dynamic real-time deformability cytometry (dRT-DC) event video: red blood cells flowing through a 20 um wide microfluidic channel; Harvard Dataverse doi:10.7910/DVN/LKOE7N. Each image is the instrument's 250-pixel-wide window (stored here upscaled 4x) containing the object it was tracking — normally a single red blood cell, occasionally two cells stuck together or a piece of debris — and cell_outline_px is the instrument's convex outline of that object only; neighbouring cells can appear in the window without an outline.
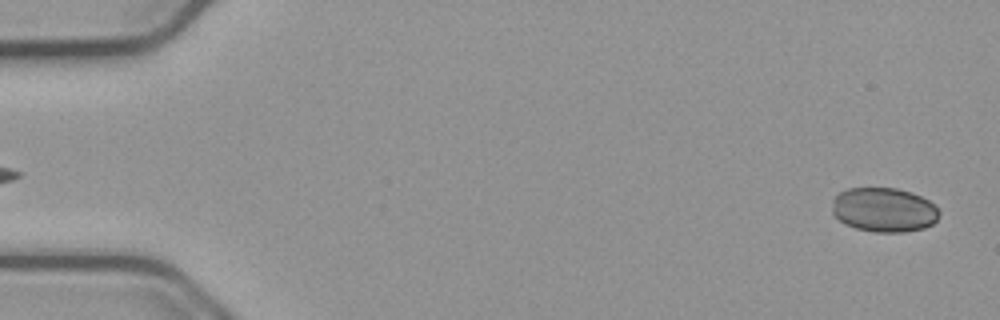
{"species": "common noctule bat (a hibernating species)", "species_latin": "Nyctalus noctula", "temperature_condition": "cold", "stored_images_in_passage": 50, "camera_frame_rate_fps": 3000, "um_per_image_px": 0.085, "animal": {"sex": "male", "body_mass_g": 23.1, "forearm_length_mm": 52.7}, "frame": {"image": 1, "passage_image": 2, "time_ms": 0.333, "image_size_px": [1000, 320], "cell_outline_px": [[940, 212], [936, 220], [932, 224], [924, 228], [904, 232], [876, 232], [856, 228], [840, 220], [832, 212], [832, 200], [840, 192], [848, 188], [896, 188], [912, 192], [936, 204], [940, 208]], "centroid_in_image_um": [75.17, 17.82], "position_along_channel_um": 9.8, "area_um2": 27.74}}
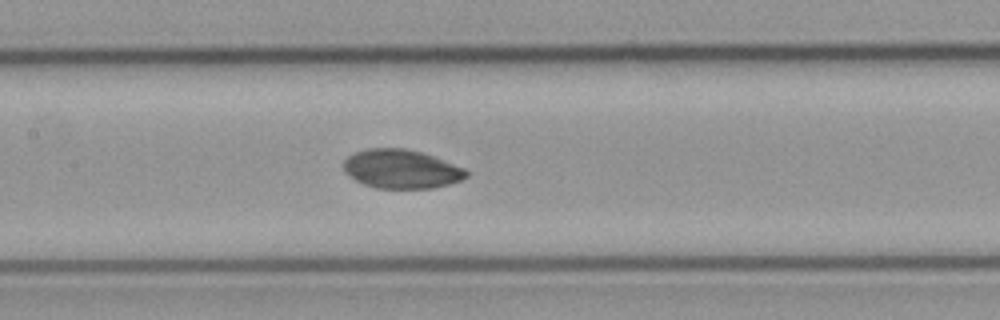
{"frame": {"image": 2, "passage_image": 26, "time_ms": 8.333, "image_size_px": [1000, 320], "cell_outline_px": [[468, 176], [460, 180], [448, 184], [432, 188], [376, 188], [364, 184], [356, 180], [344, 172], [344, 160], [348, 156], [356, 152], [368, 148], [404, 148], [420, 152], [432, 156], [464, 168], [468, 172]], "centroid_in_image_um": [34.09, 14.37], "position_along_channel_um": 173.3, "area_um2": 27.51}}
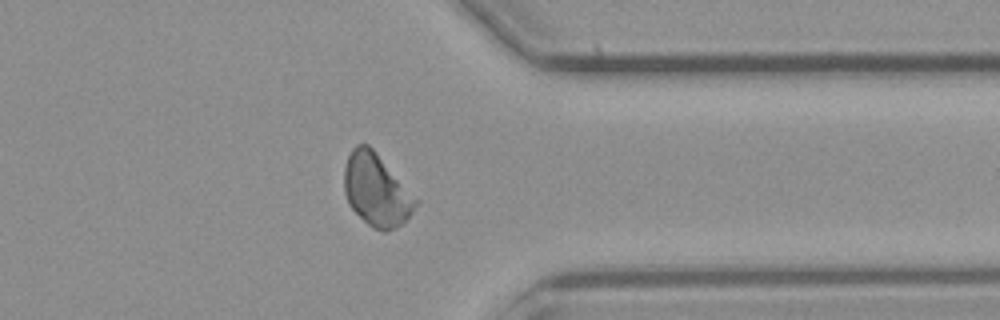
{"frame": {"image": 3, "passage_image": 43, "time_ms": 14.0, "image_size_px": [1000, 320], "cell_outline_px": [[420, 200], [408, 216], [396, 228], [384, 232], [372, 228], [348, 204], [344, 192], [344, 168], [348, 156], [352, 148], [356, 144], [368, 144], [376, 152]], "centroid_in_image_um": [31.99, 16.14], "position_along_channel_um": 379.4, "area_um2": 30.06}}